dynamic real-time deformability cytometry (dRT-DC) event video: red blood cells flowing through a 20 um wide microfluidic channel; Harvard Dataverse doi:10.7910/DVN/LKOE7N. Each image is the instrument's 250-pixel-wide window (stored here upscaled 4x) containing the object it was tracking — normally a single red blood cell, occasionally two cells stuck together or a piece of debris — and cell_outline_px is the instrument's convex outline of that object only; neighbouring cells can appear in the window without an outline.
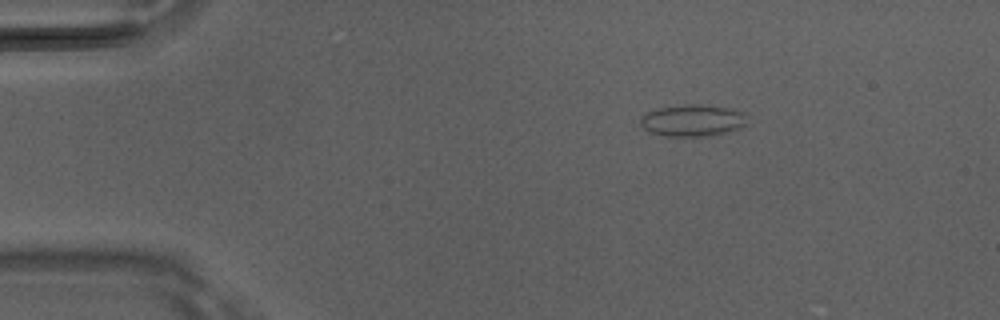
{"species": "Egyptian fruit bat (a non-hibernating species)", "species_latin": "Rousettus aegyptiacus", "temperature_condition": "room temperature", "stored_images_in_passage": 34, "camera_frame_rate_fps": 3000, "um_per_image_px": 0.085, "animal": {"sex": "male"}, "frame": {"image": 1, "passage_image": 1, "time_ms": 0.0, "image_size_px": [1000, 320], "cell_outline_px": [[744, 124], [720, 136], [660, 136], [648, 132], [640, 124], [640, 116], [656, 108], [684, 104], [700, 104], [732, 108], [744, 112]], "centroid_in_image_um": [58.81, 10.24], "position_along_channel_um": 26.2, "area_um2": 20.06}}
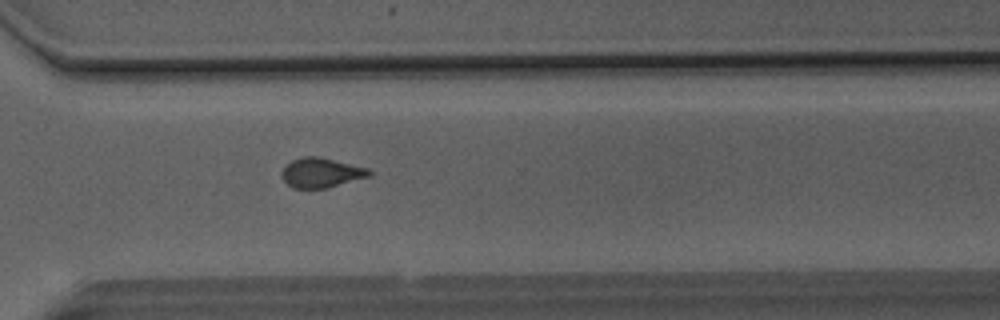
{"frame": {"image": 2, "passage_image": 29, "time_ms": 9.333, "image_size_px": [1000, 320], "cell_outline_px": [[376, 172], [372, 176], [328, 188], [292, 188], [284, 180], [284, 168], [292, 160], [304, 156], [316, 156], [368, 168]], "centroid_in_image_um": [27.4, 14.69], "position_along_channel_um": 343.2, "area_um2": 15.03}}
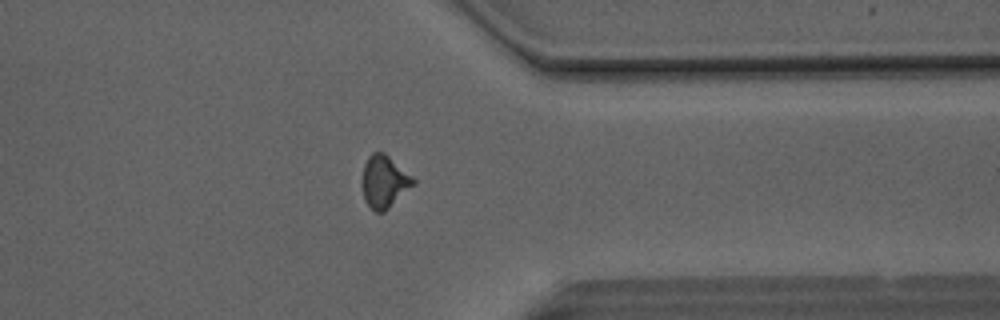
{"frame": {"image": 3, "passage_image": 32, "time_ms": 10.333, "image_size_px": [1000, 320], "cell_outline_px": [[416, 184], [384, 212], [376, 212], [364, 200], [364, 164], [368, 156], [372, 152], [384, 152], [412, 176], [416, 180]], "centroid_in_image_um": [32.71, 15.43], "position_along_channel_um": 378.7, "area_um2": 15.32}}